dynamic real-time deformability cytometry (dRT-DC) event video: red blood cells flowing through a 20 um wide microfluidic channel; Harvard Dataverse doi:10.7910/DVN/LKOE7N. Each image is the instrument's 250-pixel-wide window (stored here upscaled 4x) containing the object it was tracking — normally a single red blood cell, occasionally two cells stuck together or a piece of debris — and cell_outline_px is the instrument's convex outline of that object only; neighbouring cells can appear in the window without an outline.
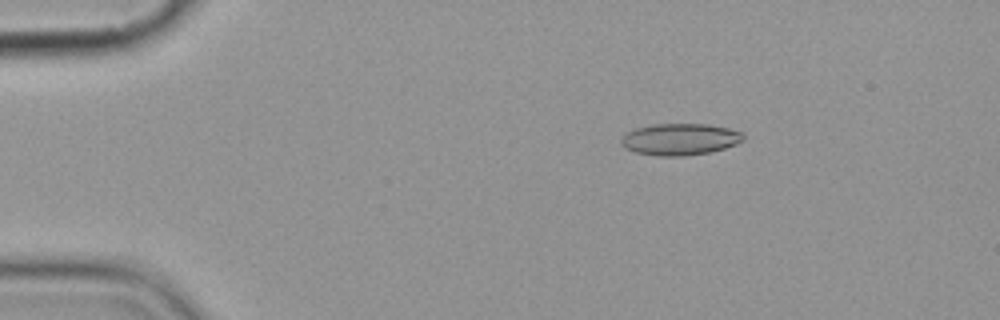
{"species": "common noctule bat (a hibernating species)", "species_latin": "Nyctalus noctula", "temperature_condition": "cold", "stored_images_in_passage": 5, "camera_frame_rate_fps": 3000, "um_per_image_px": 0.085, "animal": {"sex": "female", "body_mass_g": 19.9}, "frame": {"image": 1, "passage_image": 3, "time_ms": 2.333, "image_size_px": [1000, 320], "cell_outline_px": [[744, 140], [736, 144], [712, 152], [684, 156], [656, 156], [636, 152], [624, 148], [620, 144], [620, 140], [628, 132], [636, 128], [652, 124], [708, 124], [728, 128], [744, 132]], "centroid_in_image_um": [57.81, 11.84], "position_along_channel_um": 27.2, "area_um2": 22.72}}